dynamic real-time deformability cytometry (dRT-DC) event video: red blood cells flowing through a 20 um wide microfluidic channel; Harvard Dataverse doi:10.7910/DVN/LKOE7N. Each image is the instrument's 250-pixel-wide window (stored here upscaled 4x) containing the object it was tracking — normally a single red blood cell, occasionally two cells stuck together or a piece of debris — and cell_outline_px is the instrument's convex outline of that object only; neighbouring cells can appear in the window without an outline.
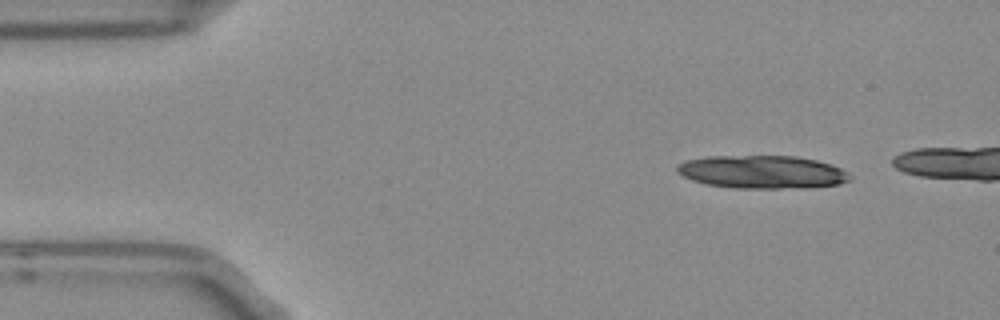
{"species": "Egyptian fruit bat (a non-hibernating species)", "species_latin": "Rousettus aegyptiacus", "temperature_condition": "room temperature", "stored_images_in_passage": 3, "camera_frame_rate_fps": 3000, "um_per_image_px": 0.085, "frame": {"image": 1, "passage_image": 1, "time_ms": 0.0, "image_size_px": [1000, 320], "cell_outline_px": [[852, 180], [840, 184], [808, 188], [736, 188], [708, 184], [692, 180], [676, 172], [676, 164], [688, 160], [708, 156], [796, 156], [816, 160], [832, 164], [848, 172], [852, 176]], "centroid_in_image_um": [64.84, 14.62], "position_along_channel_um": 20.2, "area_um2": 33.52}}